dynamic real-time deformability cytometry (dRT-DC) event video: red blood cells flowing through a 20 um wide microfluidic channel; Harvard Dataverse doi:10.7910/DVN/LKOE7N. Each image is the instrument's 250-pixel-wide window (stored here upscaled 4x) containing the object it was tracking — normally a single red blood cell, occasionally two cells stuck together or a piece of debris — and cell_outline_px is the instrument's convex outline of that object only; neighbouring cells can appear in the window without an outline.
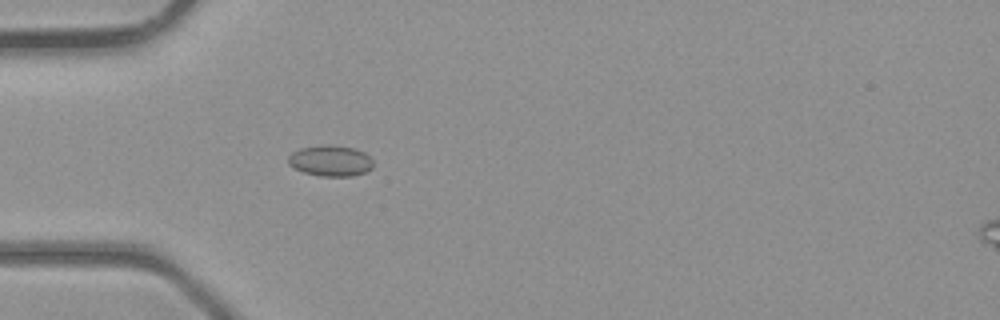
{"species": "common noctule bat (a hibernating species)", "species_latin": "Nyctalus noctula", "temperature_condition": "room temperature", "stored_images_in_passage": 5, "camera_frame_rate_fps": 3000, "um_per_image_px": 0.085, "animal": {"sex": "male", "body_mass_g": 23.1, "forearm_length_mm": 52.7}, "frame": {"image": 1, "passage_image": 5, "time_ms": 5.333, "image_size_px": [1000, 320], "cell_outline_px": [[372, 168], [364, 172], [352, 176], [320, 176], [304, 172], [288, 164], [288, 156], [292, 152], [300, 148], [324, 144], [332, 144], [356, 148], [364, 152], [372, 160]], "centroid_in_image_um": [28.09, 13.64], "position_along_channel_um": 56.9, "area_um2": 15.37}}